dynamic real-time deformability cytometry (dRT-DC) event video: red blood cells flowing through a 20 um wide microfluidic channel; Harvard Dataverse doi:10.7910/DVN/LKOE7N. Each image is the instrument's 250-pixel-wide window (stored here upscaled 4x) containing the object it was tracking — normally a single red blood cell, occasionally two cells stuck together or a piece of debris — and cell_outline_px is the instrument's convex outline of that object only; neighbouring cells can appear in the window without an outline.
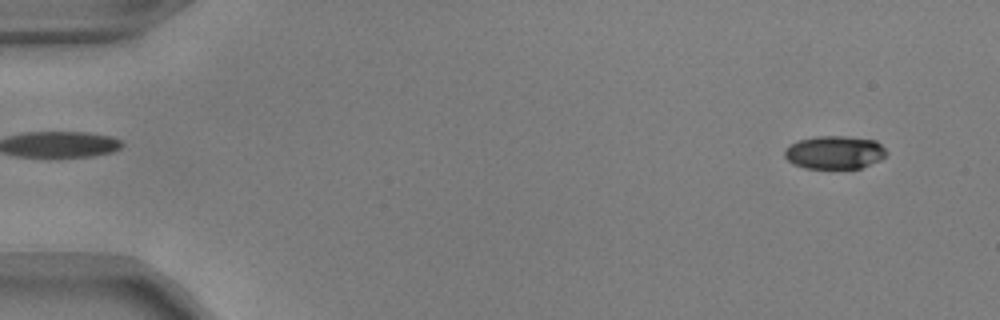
{"species": "common noctule bat (a hibernating species)", "species_latin": "Nyctalus noctula", "temperature_condition": "warm", "stored_images_in_passage": 13, "camera_frame_rate_fps": 3000, "um_per_image_px": 0.085, "animal": {"sex": "male", "body_mass_g": 17.9, "forearm_length_mm": 54.2}, "frame": {"image": 1, "passage_image": 4, "time_ms": 1.0, "image_size_px": [1000, 320], "cell_outline_px": [[888, 152], [880, 160], [860, 168], [804, 168], [788, 160], [784, 156], [784, 148], [800, 140], [816, 136], [844, 136], [876, 140]], "centroid_in_image_um": [70.94, 12.95], "position_along_channel_um": 14.1, "area_um2": 19.54}}